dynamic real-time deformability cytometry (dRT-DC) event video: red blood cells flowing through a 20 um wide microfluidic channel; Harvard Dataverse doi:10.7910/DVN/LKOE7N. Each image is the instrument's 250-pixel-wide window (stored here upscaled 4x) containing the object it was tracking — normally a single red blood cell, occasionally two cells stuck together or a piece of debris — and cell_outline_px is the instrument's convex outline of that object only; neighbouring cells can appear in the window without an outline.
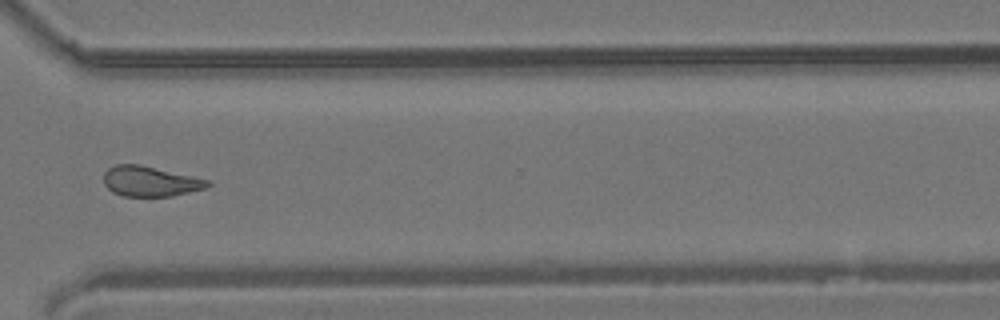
{"species": "common noctule bat (a hibernating species)", "species_latin": "Nyctalus noctula", "temperature_condition": "room temperature", "stored_images_in_passage": 13, "camera_frame_rate_fps": 3000, "um_per_image_px": 0.085, "animal": {"sex": "male", "body_mass_g": 19.2, "forearm_length_mm": 51.8}, "frame": {"image": 1, "passage_image": 10, "time_ms": 10.333, "image_size_px": [1000, 320], "cell_outline_px": [[212, 184], [204, 188], [172, 196], [124, 196], [112, 192], [104, 184], [104, 172], [108, 168], [116, 164], [140, 164], [212, 180]], "centroid_in_image_um": [12.78, 15.4], "position_along_channel_um": 357.8, "area_um2": 18.38}}